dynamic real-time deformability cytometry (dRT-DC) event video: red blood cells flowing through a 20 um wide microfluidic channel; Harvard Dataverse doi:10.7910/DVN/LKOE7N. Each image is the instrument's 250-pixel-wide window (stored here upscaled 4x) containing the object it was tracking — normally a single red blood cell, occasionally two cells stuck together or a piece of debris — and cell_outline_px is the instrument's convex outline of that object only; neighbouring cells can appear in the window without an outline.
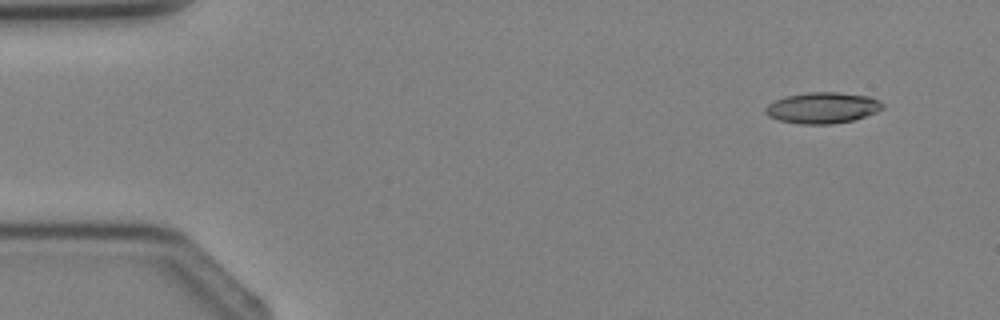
{"species": "Egyptian fruit bat (a non-hibernating species)", "species_latin": "Rousettus aegyptiacus", "temperature_condition": "cold", "stored_images_in_passage": 3, "camera_frame_rate_fps": 3000, "um_per_image_px": 0.085, "animal": {"sex": "female"}, "frame": {"image": 1, "passage_image": 1, "time_ms": 0.0, "image_size_px": [1000, 320], "cell_outline_px": [[884, 108], [876, 112], [852, 120], [832, 124], [800, 124], [776, 120], [768, 116], [764, 112], [764, 108], [768, 104], [784, 96], [808, 92], [836, 92], [868, 96], [880, 100], [884, 104]], "centroid_in_image_um": [69.88, 9.16], "position_along_channel_um": 15.1, "area_um2": 21.33}}
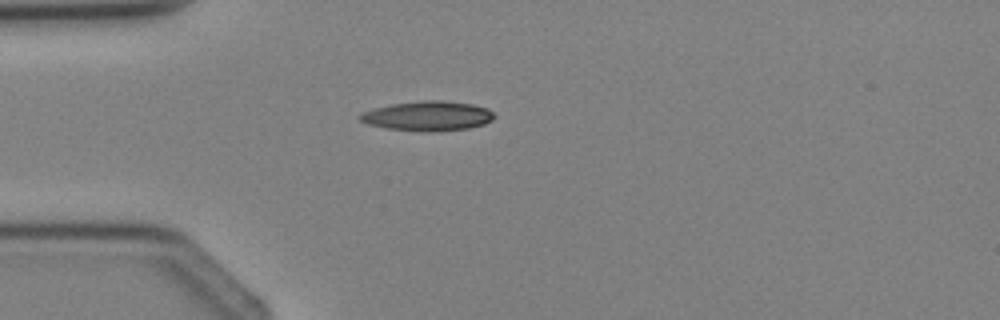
{"frame": {"image": 2, "passage_image": 3, "time_ms": 2.333, "image_size_px": [1000, 320], "cell_outline_px": [[496, 116], [492, 120], [484, 124], [468, 128], [436, 132], [420, 132], [384, 128], [368, 124], [360, 120], [356, 116], [360, 112], [392, 104], [428, 100], [440, 100], [472, 104], [488, 108]], "centroid_in_image_um": [36.34, 9.87], "position_along_channel_um": 48.7, "area_um2": 23.41}}